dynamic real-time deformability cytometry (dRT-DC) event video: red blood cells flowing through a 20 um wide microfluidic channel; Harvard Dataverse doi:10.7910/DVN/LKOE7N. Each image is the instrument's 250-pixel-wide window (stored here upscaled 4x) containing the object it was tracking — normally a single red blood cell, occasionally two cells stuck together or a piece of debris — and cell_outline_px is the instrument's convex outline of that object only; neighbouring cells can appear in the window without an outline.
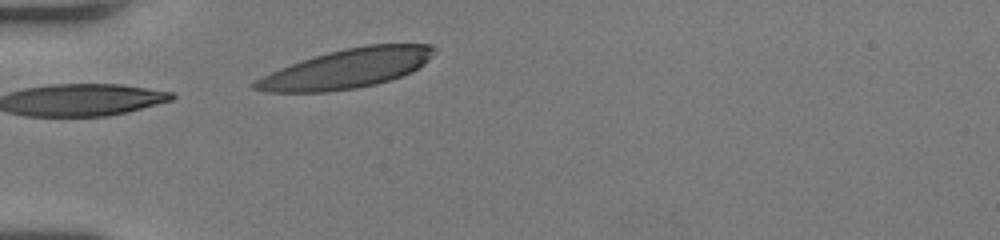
{"species": "human", "species_latin": "Homo sapiens", "temperature_condition": "room temperature", "stored_images_in_passage": 4, "camera_frame_rate_fps": 3000, "um_per_image_px": 0.085, "donor": {"sex": "female"}, "frame": {"image": 1, "passage_image": 4, "time_ms": 1.0, "image_size_px": [1000, 240], "cell_outline_px": [[436, 48], [432, 56], [424, 64], [412, 72], [376, 84], [356, 88], [328, 92], [268, 92], [252, 88], [252, 84], [256, 80], [280, 68], [300, 60], [328, 52], [344, 48], [368, 44], [432, 44]], "centroid_in_image_um": [29.5, 5.82], "position_along_channel_um": 55.5, "area_um2": 40.86}}